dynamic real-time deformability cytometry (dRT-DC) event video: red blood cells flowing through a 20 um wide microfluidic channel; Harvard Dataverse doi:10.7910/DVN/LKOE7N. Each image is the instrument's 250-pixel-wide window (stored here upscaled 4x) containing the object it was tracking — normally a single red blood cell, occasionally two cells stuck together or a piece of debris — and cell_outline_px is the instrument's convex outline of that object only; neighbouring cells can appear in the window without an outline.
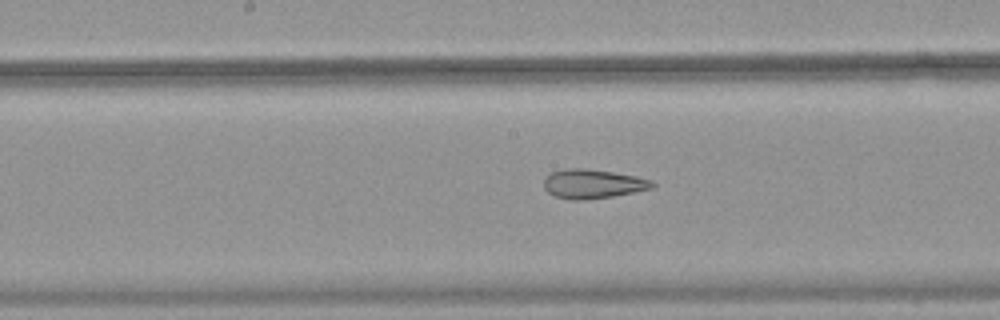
{"species": "common noctule bat (a hibernating species)", "species_latin": "Nyctalus noctula", "temperature_condition": "warm", "stored_images_in_passage": 21, "camera_frame_rate_fps": 3000, "um_per_image_px": 0.085, "animal": {"sex": "female", "body_mass_g": 18.4}, "frame": {"image": 1, "passage_image": 7, "time_ms": 2.0, "image_size_px": [1000, 320], "cell_outline_px": [[656, 184], [652, 188], [612, 196], [584, 200], [572, 200], [556, 196], [548, 192], [544, 188], [544, 180], [552, 172], [564, 168], [588, 168], [636, 176], [652, 180]], "centroid_in_image_um": [50.39, 15.62], "position_along_channel_um": 197.8, "area_um2": 18.32}}
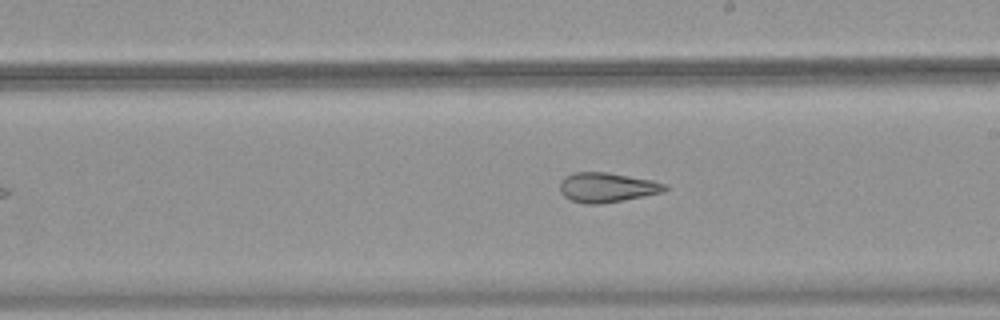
{"frame": {"image": 2, "passage_image": 10, "time_ms": 3.0, "image_size_px": [1000, 320], "cell_outline_px": [[668, 188], [664, 192], [624, 200], [600, 204], [584, 204], [572, 200], [564, 196], [560, 192], [560, 180], [564, 176], [572, 172], [608, 172], [652, 180], [668, 184]], "centroid_in_image_um": [51.59, 15.92], "position_along_channel_um": 237.4, "area_um2": 18.38}}